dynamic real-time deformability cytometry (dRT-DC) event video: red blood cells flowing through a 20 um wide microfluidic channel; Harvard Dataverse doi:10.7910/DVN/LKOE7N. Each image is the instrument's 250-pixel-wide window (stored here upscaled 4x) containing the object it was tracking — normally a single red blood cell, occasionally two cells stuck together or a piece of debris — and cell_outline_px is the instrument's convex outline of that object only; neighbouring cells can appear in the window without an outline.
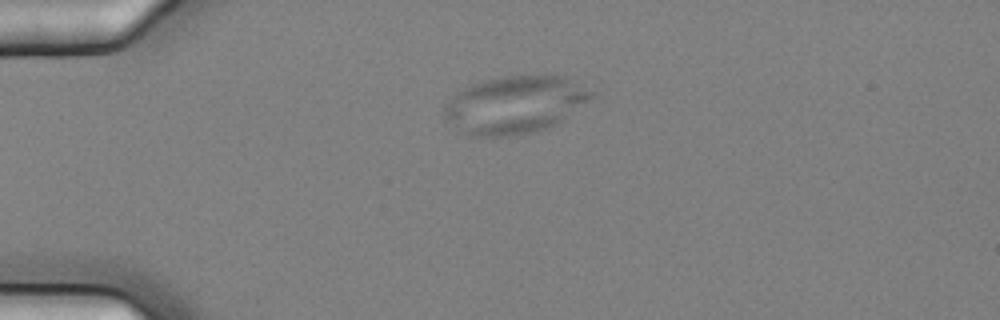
{"species": "common noctule bat (a hibernating species)", "species_latin": "Nyctalus noctula", "temperature_condition": "cold", "stored_images_in_passage": 3, "camera_frame_rate_fps": 3000, "um_per_image_px": 0.085, "animal": {"sex": "female", "body_mass_g": 25.1}, "frame": {"image": 1, "passage_image": 1, "time_ms": 0.0, "image_size_px": [1000, 320], "cell_outline_px": [[596, 96], [556, 124], [532, 132], [508, 136], [472, 136], [464, 132], [448, 120], [444, 116], [444, 108], [448, 100], [456, 92], [468, 84], [500, 76], [568, 76], [596, 92]], "centroid_in_image_um": [43.8, 8.87], "position_along_channel_um": 41.2, "area_um2": 49.3}}